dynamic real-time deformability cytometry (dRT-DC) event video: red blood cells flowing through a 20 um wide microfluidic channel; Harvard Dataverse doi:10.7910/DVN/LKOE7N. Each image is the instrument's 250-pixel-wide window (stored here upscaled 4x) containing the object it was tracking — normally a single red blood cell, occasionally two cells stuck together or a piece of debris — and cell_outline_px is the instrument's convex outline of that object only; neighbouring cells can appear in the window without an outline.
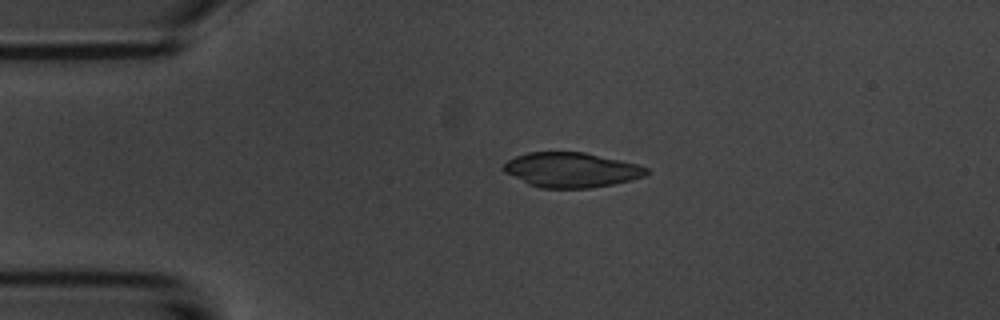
{"species": "common noctule bat (a hibernating species)", "species_latin": "Nyctalus noctula", "temperature_condition": "room temperature", "stored_images_in_passage": 4, "camera_frame_rate_fps": 3000, "um_per_image_px": 0.085, "animal": {"sex": "male", "body_mass_g": 20.1, "forearm_length_mm": 53.5}, "frame": {"image": 1, "passage_image": 3, "time_ms": 2.333, "image_size_px": [1000, 320], "cell_outline_px": [[648, 172], [644, 176], [632, 180], [612, 184], [588, 188], [540, 188], [528, 184], [504, 172], [500, 168], [508, 160], [516, 156], [528, 152], [584, 152], [636, 164], [648, 168]], "centroid_in_image_um": [48.52, 14.44], "position_along_channel_um": 36.5, "area_um2": 28.9}}